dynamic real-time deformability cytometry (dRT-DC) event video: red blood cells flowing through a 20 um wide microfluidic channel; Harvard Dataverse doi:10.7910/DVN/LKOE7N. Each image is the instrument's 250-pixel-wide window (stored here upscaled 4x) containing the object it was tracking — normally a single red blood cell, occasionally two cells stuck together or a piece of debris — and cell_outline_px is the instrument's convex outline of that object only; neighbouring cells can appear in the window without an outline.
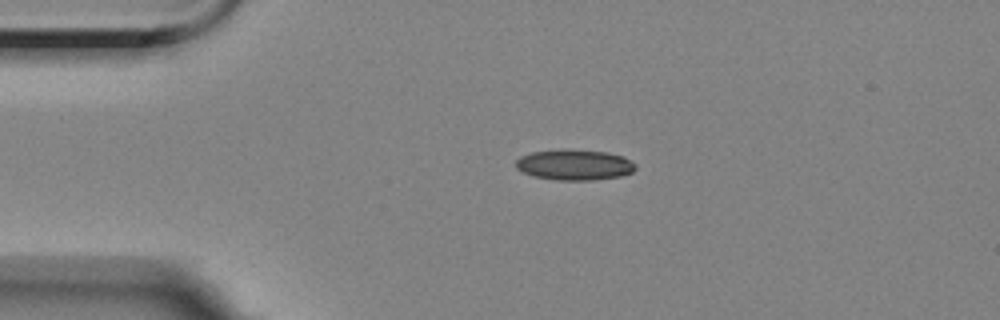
{"species": "Egyptian fruit bat (a non-hibernating species)", "species_latin": "Rousettus aegyptiacus", "temperature_condition": "room temperature", "stored_images_in_passage": 3, "camera_frame_rate_fps": 3000, "um_per_image_px": 0.085, "animal": {"sex": "female"}, "frame": {"image": 1, "passage_image": 3, "time_ms": 2.333, "image_size_px": [1000, 320], "cell_outline_px": [[636, 168], [632, 172], [620, 176], [592, 180], [556, 180], [532, 176], [516, 168], [516, 160], [520, 156], [532, 152], [608, 152], [624, 156], [636, 164]], "centroid_in_image_um": [48.86, 14.06], "position_along_channel_um": 36.1, "area_um2": 20.52}}